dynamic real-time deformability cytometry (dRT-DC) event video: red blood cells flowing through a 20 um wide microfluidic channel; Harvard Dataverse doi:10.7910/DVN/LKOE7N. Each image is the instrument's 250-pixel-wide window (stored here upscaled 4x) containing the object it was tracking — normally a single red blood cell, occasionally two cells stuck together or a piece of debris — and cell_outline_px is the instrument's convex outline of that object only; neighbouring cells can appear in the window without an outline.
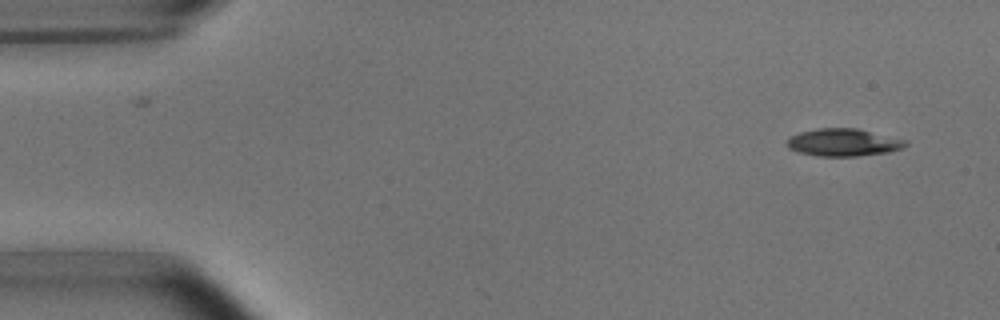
{"species": "common noctule bat (a hibernating species)", "species_latin": "Nyctalus noctula", "temperature_condition": "room temperature", "stored_images_in_passage": 2, "camera_frame_rate_fps": 3000, "um_per_image_px": 0.085, "animal": {"sex": "male", "body_mass_g": 15.6}, "frame": {"image": 1, "passage_image": 2, "time_ms": 1.333, "image_size_px": [1000, 320], "cell_outline_px": [[908, 144], [900, 148], [888, 152], [856, 156], [820, 156], [800, 152], [788, 148], [788, 136], [800, 132], [820, 128], [856, 128], [908, 140]], "centroid_in_image_um": [71.69, 12.1], "position_along_channel_um": 13.3, "area_um2": 18.84}}